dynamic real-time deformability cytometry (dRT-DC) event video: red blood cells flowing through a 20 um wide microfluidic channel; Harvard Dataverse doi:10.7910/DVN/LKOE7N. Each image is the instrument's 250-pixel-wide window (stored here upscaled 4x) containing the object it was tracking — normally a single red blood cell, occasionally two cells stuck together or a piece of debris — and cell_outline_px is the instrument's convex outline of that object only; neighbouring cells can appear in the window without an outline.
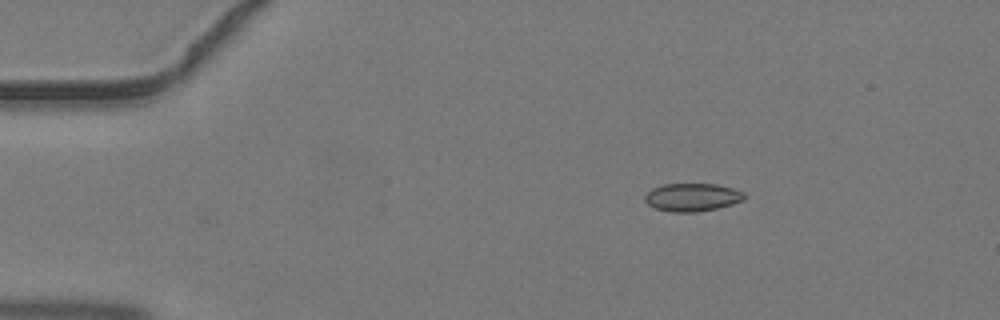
{"species": "common noctule bat (a hibernating species)", "species_latin": "Nyctalus noctula", "temperature_condition": "warm", "stored_images_in_passage": 3, "camera_frame_rate_fps": 3000, "um_per_image_px": 0.085, "animal": {"sex": "male", "body_mass_g": 19.2, "forearm_length_mm": 51.8}, "frame": {"image": 1, "passage_image": 3, "time_ms": 0.667, "image_size_px": [1000, 320], "cell_outline_px": [[744, 200], [732, 204], [716, 208], [696, 212], [672, 212], [656, 208], [648, 204], [644, 200], [644, 196], [652, 188], [664, 184], [716, 184], [732, 188], [744, 192]], "centroid_in_image_um": [58.83, 16.76], "position_along_channel_um": 26.2, "area_um2": 16.13}}